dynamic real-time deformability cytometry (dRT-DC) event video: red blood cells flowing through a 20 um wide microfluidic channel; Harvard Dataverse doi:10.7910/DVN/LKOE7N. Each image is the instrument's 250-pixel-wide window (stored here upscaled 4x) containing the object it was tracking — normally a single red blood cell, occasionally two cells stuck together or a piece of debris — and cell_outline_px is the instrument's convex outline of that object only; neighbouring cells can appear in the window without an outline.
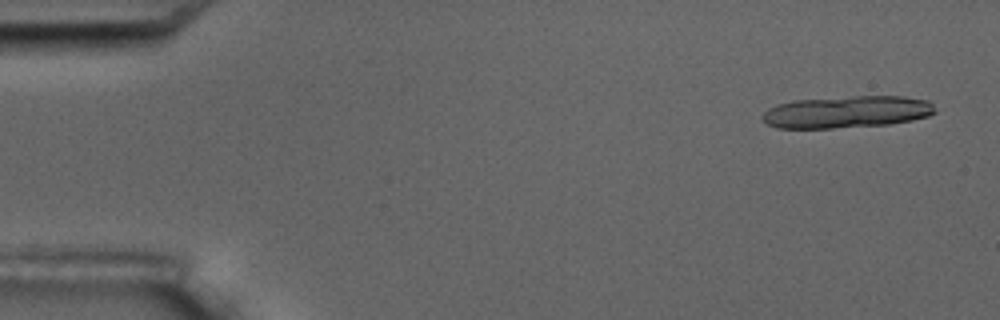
{"species": "common noctule bat (a hibernating species)", "species_latin": "Nyctalus noctula", "temperature_condition": "room temperature", "stored_images_in_passage": 6, "camera_frame_rate_fps": 3000, "um_per_image_px": 0.085, "animal": {"sex": "male", "body_mass_g": 17.5, "forearm_length_mm": 52.3}, "frame": {"image": 1, "passage_image": 1, "time_ms": 0.0, "image_size_px": [1000, 320], "cell_outline_px": [[936, 112], [928, 116], [912, 120], [888, 124], [832, 128], [776, 128], [768, 124], [760, 116], [768, 108], [776, 104], [792, 100], [852, 96], [904, 96], [928, 100], [932, 104]], "centroid_in_image_um": [71.96, 9.5], "position_along_channel_um": 13.0, "area_um2": 32.37}}